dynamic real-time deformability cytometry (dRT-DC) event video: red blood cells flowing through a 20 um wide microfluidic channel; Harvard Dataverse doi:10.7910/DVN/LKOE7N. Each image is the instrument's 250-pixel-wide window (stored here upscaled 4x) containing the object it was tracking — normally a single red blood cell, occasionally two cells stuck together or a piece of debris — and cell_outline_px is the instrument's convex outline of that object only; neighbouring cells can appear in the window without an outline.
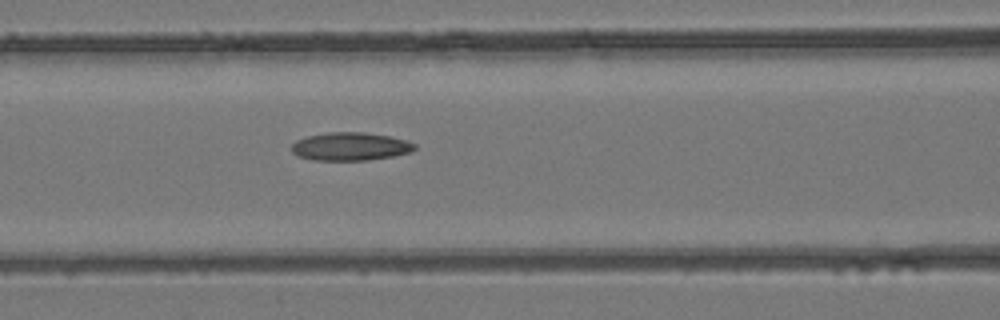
{"species": "common noctule bat (a hibernating species)", "species_latin": "Nyctalus noctula", "temperature_condition": "room temperature", "stored_images_in_passage": 3, "camera_frame_rate_fps": 3000, "um_per_image_px": 0.085, "animal": {"sex": "female", "body_mass_g": 24.6, "forearm_length_mm": 56.2}, "frame": {"image": 1, "passage_image": 3, "time_ms": 0.667, "image_size_px": [1000, 320], "cell_outline_px": [[416, 148], [412, 152], [392, 156], [368, 160], [312, 160], [296, 156], [292, 152], [292, 144], [296, 140], [308, 136], [328, 132], [364, 132], [388, 136], [408, 140], [416, 144]], "centroid_in_image_um": [29.78, 12.45], "position_along_channel_um": 136.8, "area_um2": 20.29}}